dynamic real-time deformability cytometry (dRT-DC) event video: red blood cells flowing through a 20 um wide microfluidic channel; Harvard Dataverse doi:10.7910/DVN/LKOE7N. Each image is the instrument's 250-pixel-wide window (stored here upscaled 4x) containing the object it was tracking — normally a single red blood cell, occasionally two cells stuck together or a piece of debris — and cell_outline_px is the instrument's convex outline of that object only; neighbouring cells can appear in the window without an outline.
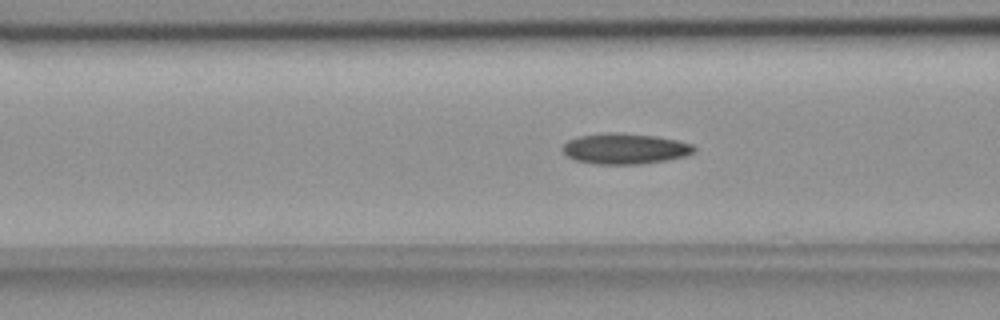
{"species": "common noctule bat (a hibernating species)", "species_latin": "Nyctalus noctula", "temperature_condition": "room temperature", "stored_images_in_passage": 48, "camera_frame_rate_fps": 3000, "um_per_image_px": 0.085, "animal": {"sex": "female", "body_mass_g": 18.4}, "frame": {"image": 1, "passage_image": 14, "time_ms": 4.333, "image_size_px": [1000, 320], "cell_outline_px": [[696, 148], [692, 152], [684, 156], [664, 160], [640, 164], [596, 164], [576, 160], [568, 156], [560, 148], [568, 140], [580, 136], [608, 132], [620, 132], [656, 136], [676, 140], [692, 144]], "centroid_in_image_um": [53.09, 12.63], "position_along_channel_um": 113.5, "area_um2": 23.35}}
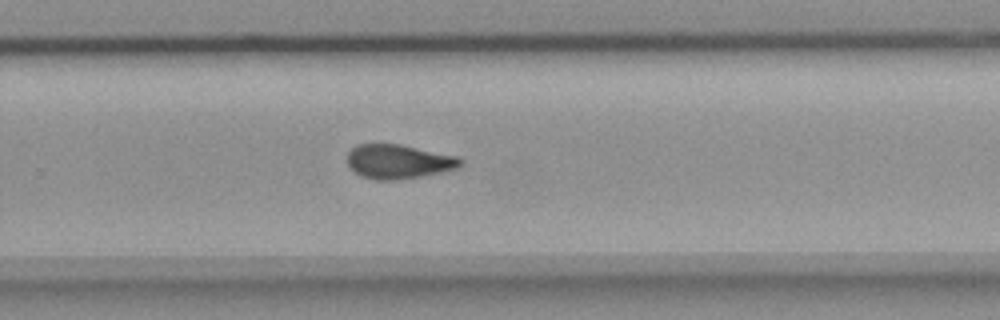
{"frame": {"image": 2, "passage_image": 29, "time_ms": 9.333, "image_size_px": [1000, 320], "cell_outline_px": [[464, 164], [460, 168], [420, 176], [396, 180], [376, 180], [364, 176], [356, 172], [348, 164], [348, 152], [356, 144], [400, 144], [456, 156], [464, 160]], "centroid_in_image_um": [33.91, 13.73], "position_along_channel_um": 295.9, "area_um2": 22.43}}
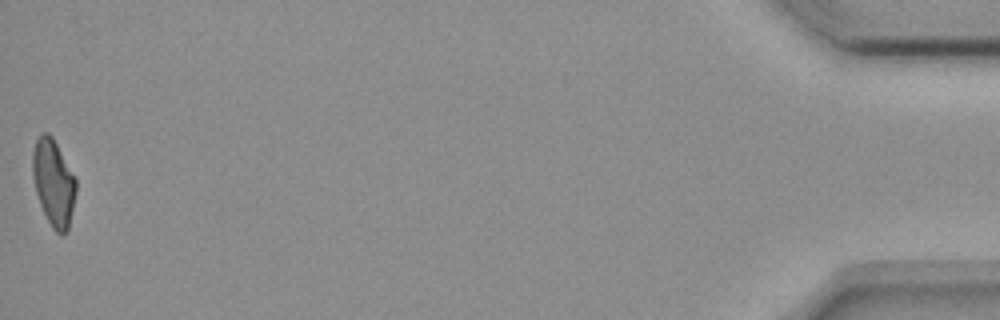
{"frame": {"image": 3, "passage_image": 48, "time_ms": 15.667, "image_size_px": [1000, 320], "cell_outline_px": [[76, 192], [68, 228], [64, 236], [60, 236], [52, 228], [40, 204], [36, 192], [32, 176], [32, 152], [36, 140], [40, 132], [48, 132], [52, 136], [76, 176]], "centroid_in_image_um": [4.55, 15.5], "position_along_channel_um": 430.7, "area_um2": 22.14}, "authors_computed_cell_mechanics": {"area_um2": 22.7154, "velocity_mm_per_s": 3.661, "shape_relaxation_time_tau1_ms": null, "shape_relaxation_time_tau2_ms": 4.3217, "deformation_change_tau1": null, "deformation_change_tau2": 0.1122}}